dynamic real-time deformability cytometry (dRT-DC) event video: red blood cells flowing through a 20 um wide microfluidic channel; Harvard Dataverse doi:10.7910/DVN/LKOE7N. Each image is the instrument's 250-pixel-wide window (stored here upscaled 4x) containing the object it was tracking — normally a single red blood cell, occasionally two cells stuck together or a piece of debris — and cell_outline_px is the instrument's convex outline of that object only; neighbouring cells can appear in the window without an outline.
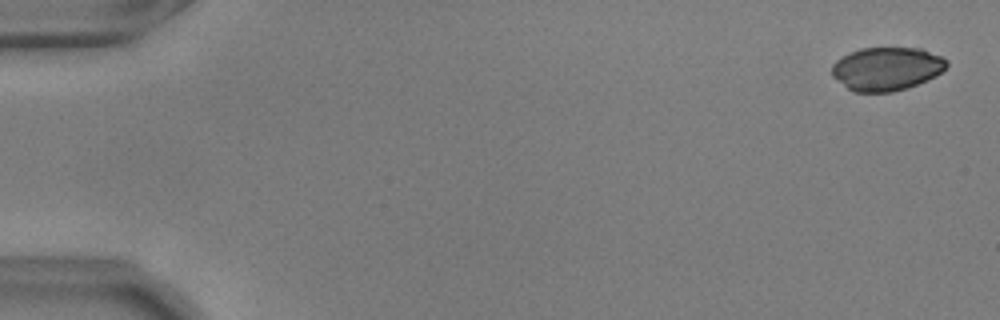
{"species": "common noctule bat (a hibernating species)", "species_latin": "Nyctalus noctula", "temperature_condition": "warm", "stored_images_in_passage": 55, "camera_frame_rate_fps": 3000, "um_per_image_px": 0.085, "animal": {"sex": "male", "body_mass_g": 17.9, "forearm_length_mm": 54.2}, "frame": {"image": 1, "passage_image": 1, "time_ms": 0.0, "image_size_px": [1000, 320], "cell_outline_px": [[948, 64], [936, 76], [908, 88], [892, 92], [852, 92], [832, 76], [832, 64], [836, 60], [860, 48], [920, 48], [940, 56], [948, 60]], "centroid_in_image_um": [75.36, 5.86], "position_along_channel_um": 9.6, "area_um2": 28.96}}
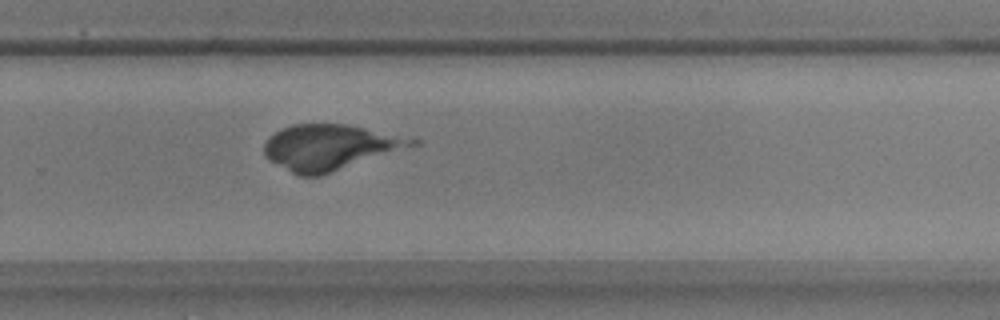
{"frame": {"image": 2, "passage_image": 37, "time_ms": 12.0, "image_size_px": [1000, 320], "cell_outline_px": [[396, 144], [388, 148], [320, 176], [300, 176], [268, 160], [264, 156], [264, 144], [268, 136], [280, 128], [292, 124], [348, 124], [364, 128], [396, 140]], "centroid_in_image_um": [27.38, 12.5], "position_along_channel_um": 302.4, "area_um2": 34.74}}